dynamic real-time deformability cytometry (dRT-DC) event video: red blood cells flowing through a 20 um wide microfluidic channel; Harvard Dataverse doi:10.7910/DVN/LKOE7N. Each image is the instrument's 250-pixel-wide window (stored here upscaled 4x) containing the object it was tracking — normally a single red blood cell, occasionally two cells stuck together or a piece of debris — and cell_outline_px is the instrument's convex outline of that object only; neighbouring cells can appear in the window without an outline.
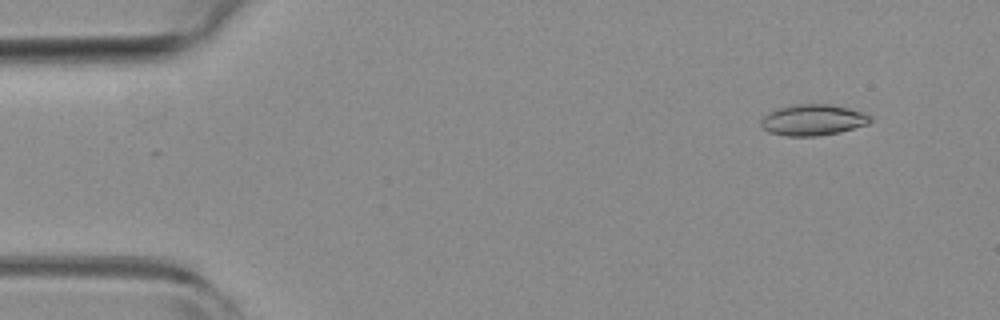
{"species": "common noctule bat (a hibernating species)", "species_latin": "Nyctalus noctula", "temperature_condition": "room temperature", "stored_images_in_passage": 4, "camera_frame_rate_fps": 3000, "um_per_image_px": 0.085, "animal": {"sex": "female", "body_mass_g": 19.3, "forearm_length_mm": 54.1}, "frame": {"image": 1, "passage_image": 1, "time_ms": 0.0, "image_size_px": [1000, 320], "cell_outline_px": [[872, 120], [868, 124], [840, 132], [820, 136], [784, 136], [768, 132], [760, 128], [760, 120], [764, 116], [780, 108], [796, 104], [832, 104], [848, 108], [872, 116]], "centroid_in_image_um": [69.09, 10.21], "position_along_channel_um": 15.9, "area_um2": 19.83}}
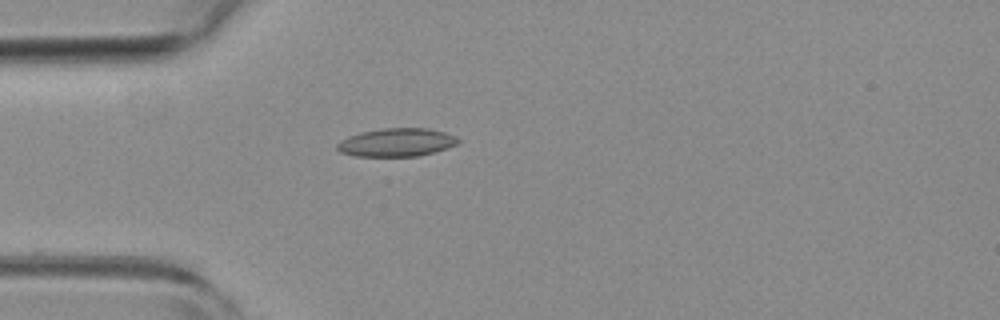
{"frame": {"image": 2, "passage_image": 4, "time_ms": 1.0, "image_size_px": [1000, 320], "cell_outline_px": [[460, 140], [456, 144], [448, 148], [420, 156], [356, 156], [340, 152], [336, 148], [336, 144], [340, 140], [348, 136], [360, 132], [380, 128], [428, 128], [444, 132], [456, 136]], "centroid_in_image_um": [33.69, 12.1], "position_along_channel_um": 51.3, "area_um2": 20.06}}